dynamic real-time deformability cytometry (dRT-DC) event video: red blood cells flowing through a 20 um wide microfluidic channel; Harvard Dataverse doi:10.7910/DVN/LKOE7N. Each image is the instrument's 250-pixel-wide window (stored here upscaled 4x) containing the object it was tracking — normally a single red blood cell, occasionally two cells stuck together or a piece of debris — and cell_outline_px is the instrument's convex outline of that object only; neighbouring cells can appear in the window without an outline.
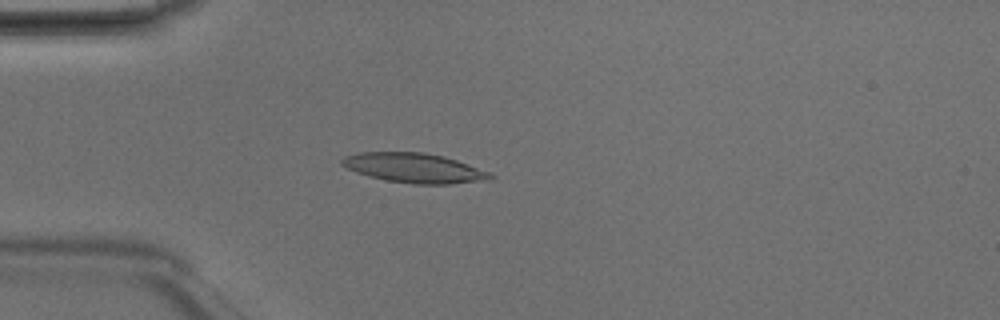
{"species": "Egyptian fruit bat (a non-hibernating species)", "species_latin": "Rousettus aegyptiacus", "temperature_condition": "room temperature", "stored_images_in_passage": 47, "camera_frame_rate_fps": 3000, "um_per_image_px": 0.085, "animal": {"sex": "male"}, "frame": {"image": 1, "passage_image": 12, "time_ms": 3.667, "image_size_px": [1000, 320], "cell_outline_px": [[496, 176], [492, 180], [448, 184], [412, 184], [384, 180], [368, 176], [344, 168], [340, 164], [340, 160], [344, 156], [360, 152], [424, 152], [444, 156], [456, 160], [488, 172]], "centroid_in_image_um": [35.17, 14.28], "position_along_channel_um": 49.8, "area_um2": 25.84}}
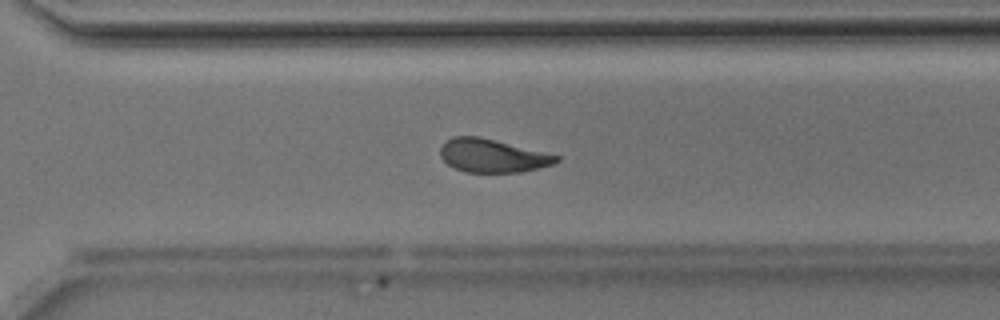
{"frame": {"image": 2, "passage_image": 33, "time_ms": 10.667, "image_size_px": [1000, 320], "cell_outline_px": [[560, 160], [556, 164], [520, 172], [464, 172], [448, 164], [440, 156], [440, 148], [452, 136], [480, 136], [560, 156]], "centroid_in_image_um": [41.87, 13.23], "position_along_channel_um": 328.7, "area_um2": 22.43}}
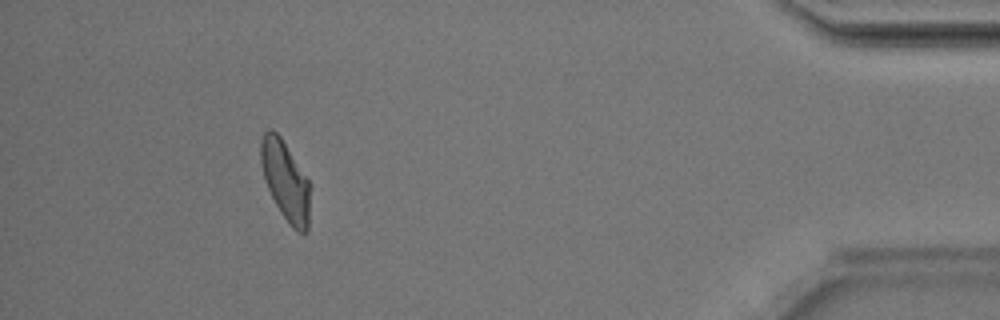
{"frame": {"image": 3, "passage_image": 43, "time_ms": 14.0, "image_size_px": [1000, 320], "cell_outline_px": [[308, 232], [304, 236], [296, 232], [292, 228], [280, 212], [268, 188], [264, 176], [260, 160], [260, 140], [264, 132], [268, 128], [272, 128], [280, 136], [308, 180]], "centroid_in_image_um": [24.23, 15.37], "position_along_channel_um": 411.0, "area_um2": 22.48}, "authors_computed_cell_mechanics": {"area_um2": 23.7558, "velocity_mm_per_s": 4.1777, "shape_relaxation_time_tau1_ms": 7.6398, "shape_relaxation_time_tau2_ms": 2.4897, "deformation_change_tau1": 0.2155, "deformation_change_tau2": 0.1047}}